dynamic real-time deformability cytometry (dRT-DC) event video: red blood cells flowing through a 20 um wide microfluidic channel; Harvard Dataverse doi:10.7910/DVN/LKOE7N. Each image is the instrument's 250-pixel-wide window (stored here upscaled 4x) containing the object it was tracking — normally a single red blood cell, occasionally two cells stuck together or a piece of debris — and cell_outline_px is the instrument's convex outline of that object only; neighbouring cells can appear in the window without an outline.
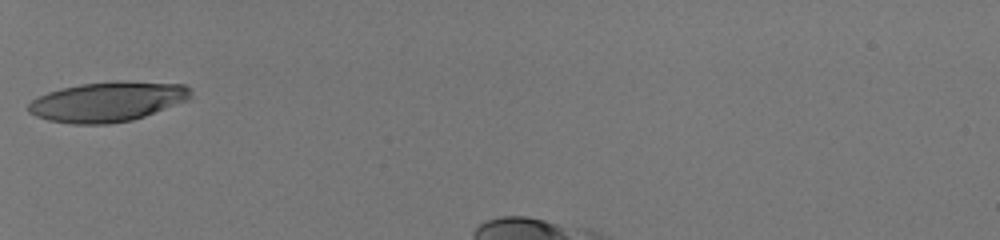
{"species": "human", "species_latin": "Homo sapiens", "temperature_condition": "room temperature", "stored_images_in_passage": 32, "camera_frame_rate_fps": 3000, "um_per_image_px": 0.085, "donor": {"sex": "male"}, "frame": {"image": 1, "passage_image": 1, "time_ms": 0.0, "image_size_px": [1000, 240], "cell_outline_px": [[192, 96], [188, 100], [144, 116], [132, 120], [108, 124], [72, 124], [48, 120], [36, 116], [28, 112], [28, 104], [32, 100], [48, 92], [60, 88], [80, 84], [116, 80], [120, 80], [184, 84], [192, 88]], "centroid_in_image_um": [9.16, 8.63], "position_along_channel_um": 75.8, "area_um2": 37.97}}
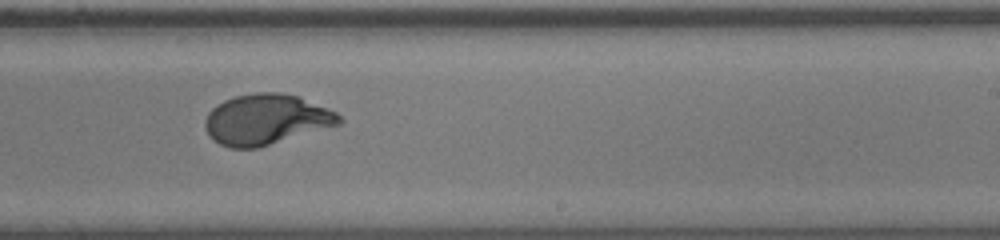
{"frame": {"image": 2, "passage_image": 16, "time_ms": 5.0, "image_size_px": [1000, 240], "cell_outline_px": [[344, 120], [340, 124], [256, 148], [232, 148], [220, 144], [212, 140], [204, 128], [204, 120], [208, 112], [216, 104], [224, 100], [236, 96], [256, 92], [280, 92], [300, 96], [336, 112]], "centroid_in_image_um": [22.59, 10.14], "position_along_channel_um": 266.4, "area_um2": 39.48}}
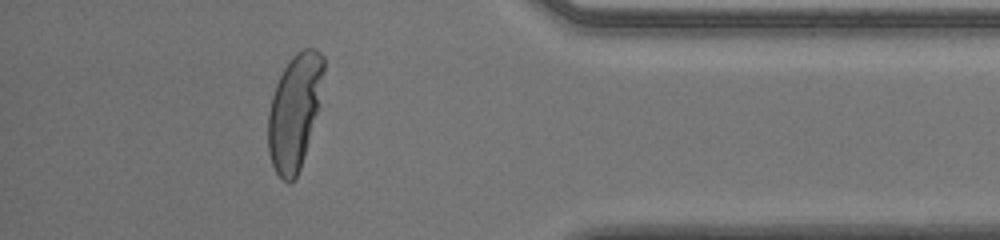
{"frame": {"image": 3, "passage_image": 28, "time_ms": 9.0, "image_size_px": [1000, 240], "cell_outline_px": [[324, 68], [316, 112], [304, 156], [300, 168], [296, 176], [288, 184], [276, 172], [272, 164], [268, 152], [268, 112], [272, 96], [276, 84], [288, 60], [296, 52], [304, 48], [316, 48], [324, 56]], "centroid_in_image_um": [25.01, 9.45], "position_along_channel_um": 410.2, "area_um2": 36.59}, "authors_computed_cell_mechanics": {"area_um2": 38.8994, "velocity_mm_per_s": 4.0122, "shape_relaxation_time_tau1_ms": 3.3502, "shape_relaxation_time_tau2_ms": null, "deformation_change_tau1": 0.2033, "deformation_change_tau2": null}}